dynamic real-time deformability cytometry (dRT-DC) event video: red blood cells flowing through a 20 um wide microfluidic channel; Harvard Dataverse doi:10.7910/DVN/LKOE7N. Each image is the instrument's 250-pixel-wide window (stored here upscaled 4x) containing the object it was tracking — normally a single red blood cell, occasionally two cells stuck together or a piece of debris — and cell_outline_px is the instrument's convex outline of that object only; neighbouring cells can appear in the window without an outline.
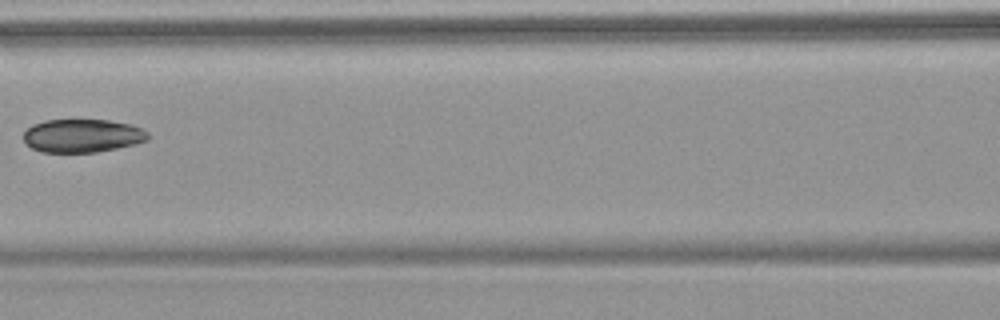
{"species": "common noctule bat (a hibernating species)", "species_latin": "Nyctalus noctula", "temperature_condition": "warm", "stored_images_in_passage": 7, "camera_frame_rate_fps": 3000, "um_per_image_px": 0.085, "animal": {"sex": "female", "body_mass_g": 18.4}, "frame": {"image": 1, "passage_image": 6, "time_ms": 6.0, "image_size_px": [1000, 320], "cell_outline_px": [[148, 140], [136, 144], [96, 152], [40, 152], [32, 148], [24, 140], [24, 132], [32, 124], [44, 120], [108, 120], [132, 124], [148, 132]], "centroid_in_image_um": [7.0, 11.53], "position_along_channel_um": 159.6, "area_um2": 24.16}}
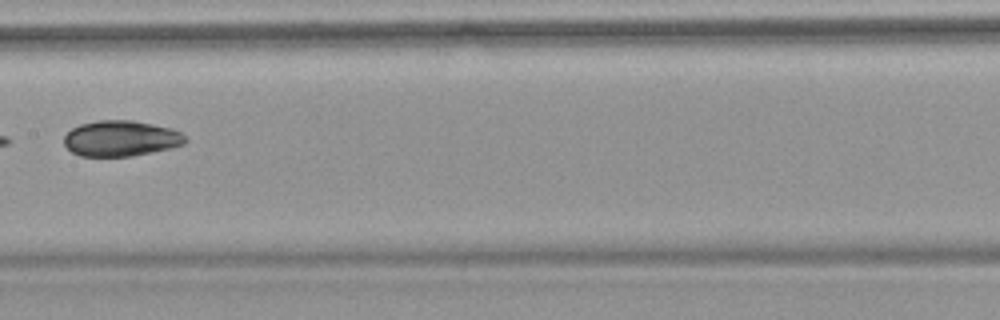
{"frame": {"image": 2, "passage_image": 7, "time_ms": 7.0, "image_size_px": [1000, 320], "cell_outline_px": [[188, 140], [184, 144], [172, 148], [132, 156], [80, 156], [72, 152], [64, 144], [64, 136], [72, 128], [80, 124], [100, 120], [132, 120], [172, 128], [180, 132]], "centroid_in_image_um": [10.29, 11.77], "position_along_channel_um": 197.1, "area_um2": 25.26}}